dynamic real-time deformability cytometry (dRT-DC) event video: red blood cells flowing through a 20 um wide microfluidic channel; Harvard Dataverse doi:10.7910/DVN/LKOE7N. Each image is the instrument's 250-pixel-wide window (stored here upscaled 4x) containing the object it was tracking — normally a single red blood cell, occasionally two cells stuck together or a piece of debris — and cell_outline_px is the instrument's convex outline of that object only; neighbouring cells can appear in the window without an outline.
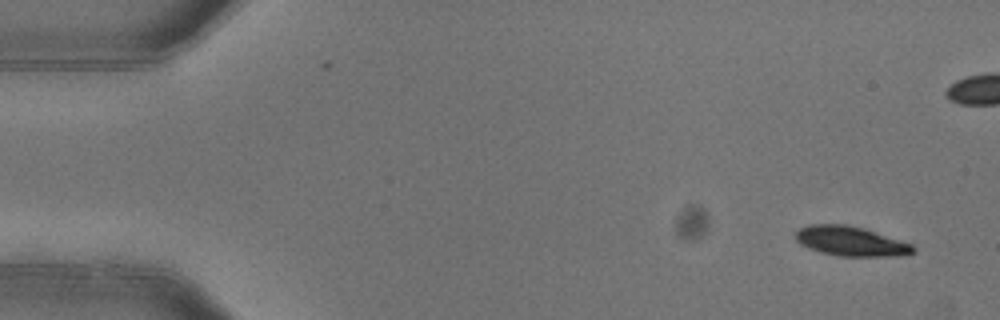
{"species": "common noctule bat (a hibernating species)", "species_latin": "Nyctalus noctula", "temperature_condition": "warm", "stored_images_in_passage": 2, "camera_frame_rate_fps": 3000, "um_per_image_px": 0.085, "animal": {"sex": "female"}, "frame": {"image": 1, "passage_image": 2, "time_ms": 0.333, "image_size_px": [1000, 320], "cell_outline_px": [[916, 252], [900, 256], [840, 256], [820, 252], [808, 248], [800, 244], [796, 240], [796, 232], [800, 228], [808, 224], [844, 224], [864, 228], [912, 244], [916, 248]], "centroid_in_image_um": [72.32, 20.5], "position_along_channel_um": 12.7, "area_um2": 20.35}}